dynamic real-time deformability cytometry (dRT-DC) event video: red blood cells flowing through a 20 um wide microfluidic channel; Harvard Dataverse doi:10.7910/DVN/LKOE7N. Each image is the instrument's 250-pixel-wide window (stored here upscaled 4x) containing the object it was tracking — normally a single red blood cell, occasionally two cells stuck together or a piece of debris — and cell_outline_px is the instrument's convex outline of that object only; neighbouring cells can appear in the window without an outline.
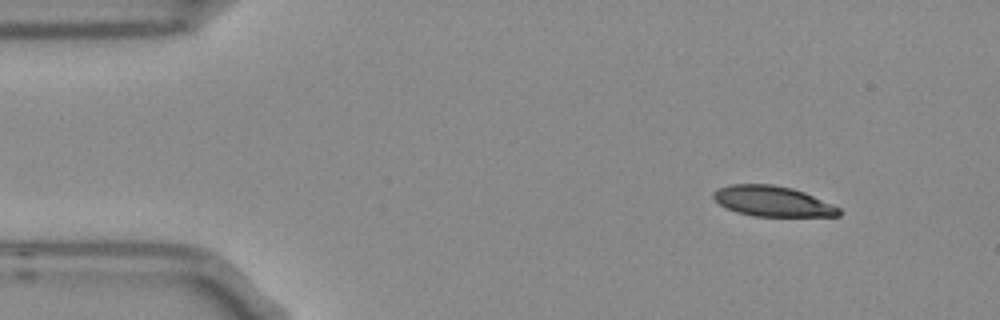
{"species": "Egyptian fruit bat (a non-hibernating species)", "species_latin": "Rousettus aegyptiacus", "temperature_condition": "room temperature", "stored_images_in_passage": 3, "camera_frame_rate_fps": 3000, "um_per_image_px": 0.085, "frame": {"image": 1, "passage_image": 1, "time_ms": 0.0, "image_size_px": [1000, 320], "cell_outline_px": [[840, 216], [752, 216], [736, 212], [720, 204], [712, 196], [712, 192], [716, 188], [732, 184], [772, 184], [792, 188], [804, 192], [832, 204], [840, 208]], "centroid_in_image_um": [65.64, 17.1], "position_along_channel_um": 19.4, "area_um2": 22.2}}